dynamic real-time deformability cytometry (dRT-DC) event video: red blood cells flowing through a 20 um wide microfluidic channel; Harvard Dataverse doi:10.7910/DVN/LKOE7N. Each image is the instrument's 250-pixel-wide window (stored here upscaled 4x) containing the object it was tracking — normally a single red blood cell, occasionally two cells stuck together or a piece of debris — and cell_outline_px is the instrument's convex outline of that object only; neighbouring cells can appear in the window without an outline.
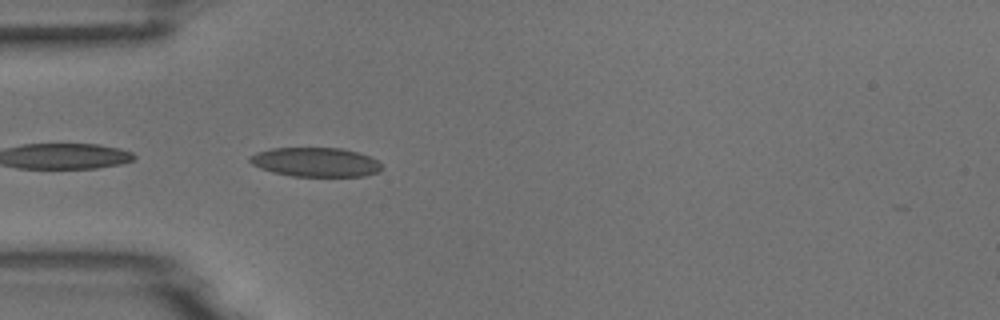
{"species": "common noctule bat (a hibernating species)", "species_latin": "Nyctalus noctula", "temperature_condition": "room temperature", "stored_images_in_passage": 4, "camera_frame_rate_fps": 3000, "um_per_image_px": 0.085, "animal": {"sex": "male", "body_mass_g": 18.8}, "frame": {"image": 1, "passage_image": 4, "time_ms": 3.667, "image_size_px": [1000, 320], "cell_outline_px": [[384, 168], [380, 172], [364, 176], [292, 176], [272, 172], [260, 168], [252, 164], [248, 160], [248, 156], [256, 152], [272, 148], [340, 148], [356, 152], [368, 156], [376, 160]], "centroid_in_image_um": [26.8, 13.78], "position_along_channel_um": 58.2, "area_um2": 22.48}}